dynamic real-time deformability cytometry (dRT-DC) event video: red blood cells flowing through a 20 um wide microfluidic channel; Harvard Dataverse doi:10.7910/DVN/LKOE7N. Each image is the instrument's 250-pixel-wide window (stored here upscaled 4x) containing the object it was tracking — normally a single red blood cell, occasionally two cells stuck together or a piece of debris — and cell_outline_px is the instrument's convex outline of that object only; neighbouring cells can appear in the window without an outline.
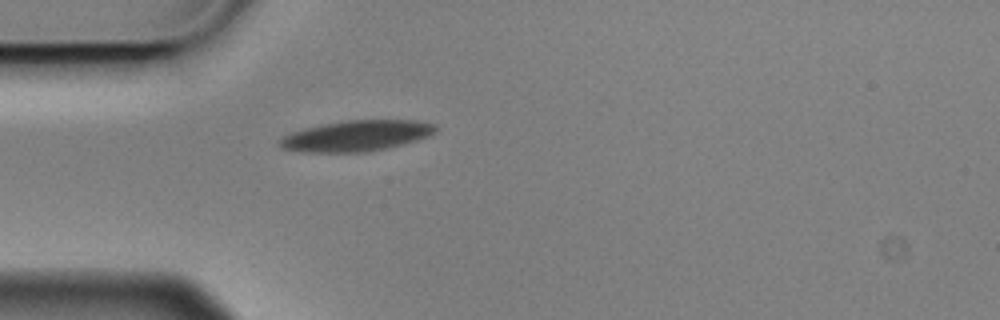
{"species": "Egyptian fruit bat (a non-hibernating species)", "species_latin": "Rousettus aegyptiacus", "temperature_condition": "cold", "stored_images_in_passage": 1, "camera_frame_rate_fps": 3000, "um_per_image_px": 0.085, "animal": {"sex": "male"}, "frame": {"image": 1, "passage_image": 1, "time_ms": 0.0, "image_size_px": [1000, 320], "cell_outline_px": [[440, 128], [436, 132], [428, 136], [416, 140], [368, 152], [300, 152], [280, 148], [276, 144], [276, 140], [280, 136], [304, 128], [324, 124], [348, 120], [416, 120], [436, 124]], "centroid_in_image_um": [30.24, 11.54], "position_along_channel_um": 54.8, "area_um2": 28.21}}